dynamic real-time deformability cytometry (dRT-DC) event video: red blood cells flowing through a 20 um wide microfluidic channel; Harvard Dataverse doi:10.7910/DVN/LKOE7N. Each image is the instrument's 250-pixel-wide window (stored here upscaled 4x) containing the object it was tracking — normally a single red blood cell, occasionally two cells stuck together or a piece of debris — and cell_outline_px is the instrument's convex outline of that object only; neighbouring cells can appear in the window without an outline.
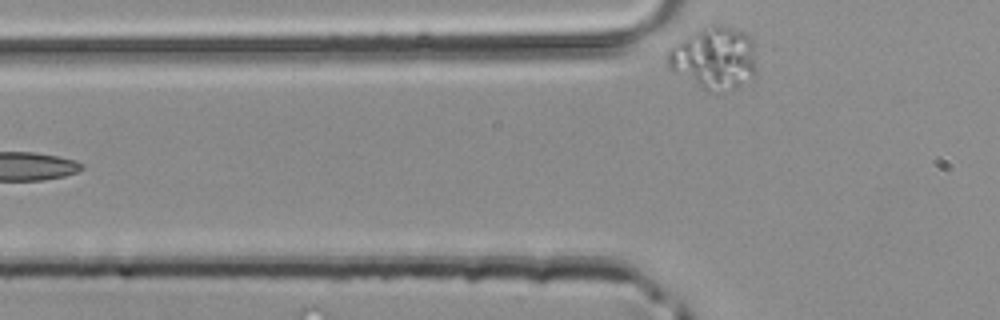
{"species": "common noctule bat (a hibernating species)", "species_latin": "Nyctalus noctula", "temperature_condition": "room temperature", "stored_images_in_passage": 4, "camera_frame_rate_fps": 3000, "um_per_image_px": 0.085, "animal": {"sex": "male", "body_mass_g": 20.4}, "frame": {"image": 1, "passage_image": 4, "time_ms": 1.0, "image_size_px": [1000, 320], "cell_outline_px": [[756, 72], [740, 88], [720, 92], [708, 92], [672, 72], [668, 68], [668, 48], [704, 28], [732, 28], [744, 32], [752, 40], [756, 68]], "centroid_in_image_um": [60.71, 5.03], "position_along_channel_um": 65.1, "area_um2": 31.79}}